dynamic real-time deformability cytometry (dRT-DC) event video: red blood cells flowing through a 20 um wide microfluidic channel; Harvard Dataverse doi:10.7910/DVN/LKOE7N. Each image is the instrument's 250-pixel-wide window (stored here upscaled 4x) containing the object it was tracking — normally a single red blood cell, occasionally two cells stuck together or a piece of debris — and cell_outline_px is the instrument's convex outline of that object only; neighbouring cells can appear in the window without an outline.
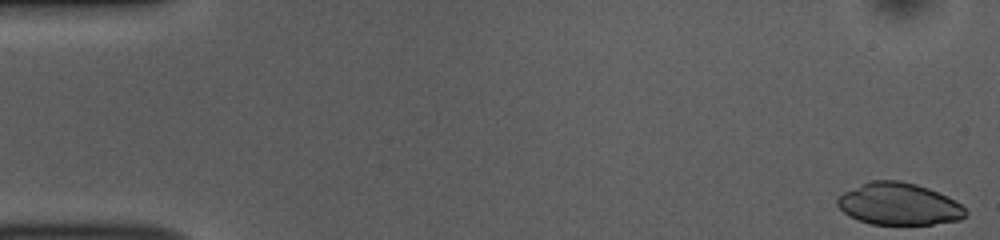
{"species": "common noctule bat (a hibernating species)", "species_latin": "Nyctalus noctula", "temperature_condition": "room temperature", "stored_images_in_passage": 51, "camera_frame_rate_fps": 3000, "um_per_image_px": 0.085, "animal": {"sex": "female", "body_mass_g": 10.0, "forearm_length_mm": 53.1}, "frame": {"image": 1, "passage_image": 1, "time_ms": 0.0, "image_size_px": [1000, 240], "cell_outline_px": [[968, 216], [960, 220], [932, 224], [872, 224], [848, 216], [836, 204], [836, 200], [844, 192], [872, 180], [900, 180], [916, 184], [928, 188], [948, 196], [960, 204], [968, 212]], "centroid_in_image_um": [76.43, 17.34], "position_along_channel_um": 8.6, "area_um2": 31.33}}